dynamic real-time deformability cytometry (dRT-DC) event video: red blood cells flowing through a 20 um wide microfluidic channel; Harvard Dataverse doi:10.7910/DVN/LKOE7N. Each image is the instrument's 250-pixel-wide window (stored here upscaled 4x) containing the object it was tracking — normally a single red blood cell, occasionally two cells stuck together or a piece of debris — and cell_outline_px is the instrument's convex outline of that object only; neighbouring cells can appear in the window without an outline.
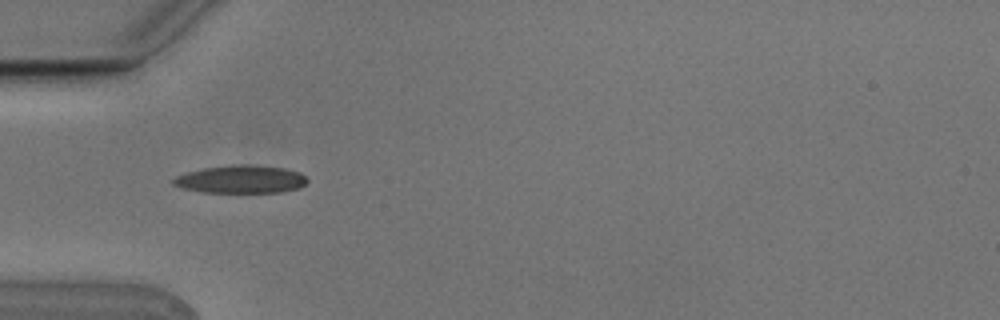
{"species": "Egyptian fruit bat (a non-hibernating species)", "species_latin": "Rousettus aegyptiacus", "temperature_condition": "cold", "stored_images_in_passage": 9, "camera_frame_rate_fps": 3000, "um_per_image_px": 0.085, "animal": {"sex": "male"}, "frame": {"image": 1, "passage_image": 6, "time_ms": 1.667, "image_size_px": [1000, 320], "cell_outline_px": [[308, 180], [300, 188], [280, 192], [204, 192], [184, 188], [172, 184], [172, 180], [176, 176], [188, 172], [204, 168], [240, 164], [252, 164], [284, 168], [300, 172]], "centroid_in_image_um": [20.5, 15.23], "position_along_channel_um": 64.5, "area_um2": 21.62}}
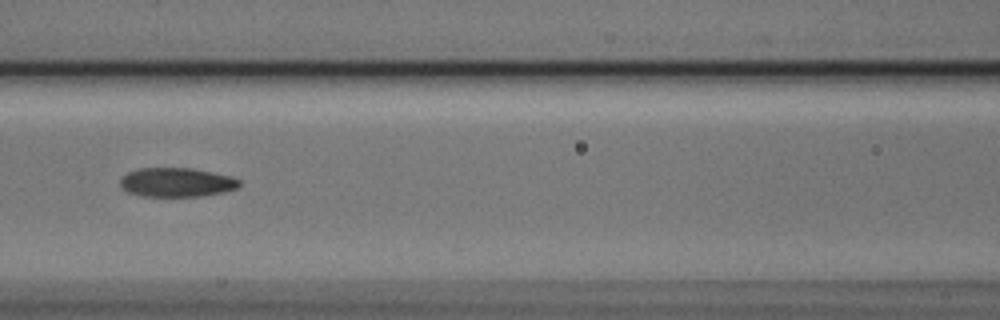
{"frame": {"image": 2, "passage_image": 8, "time_ms": 2.333, "image_size_px": [1000, 320], "cell_outline_px": [[240, 184], [236, 188], [224, 192], [200, 196], [140, 196], [128, 192], [120, 184], [120, 180], [128, 172], [140, 168], [192, 168], [232, 176], [240, 180]], "centroid_in_image_um": [15.03, 15.49], "position_along_channel_um": 151.6, "area_um2": 20.11}}
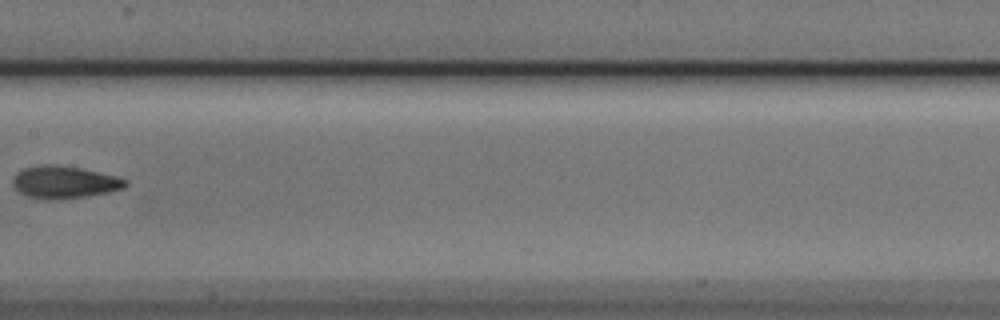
{"frame": {"image": 3, "passage_image": 9, "time_ms": 2.667, "image_size_px": [1000, 320], "cell_outline_px": [[128, 184], [124, 188], [108, 192], [88, 196], [48, 200], [28, 196], [20, 192], [12, 184], [12, 180], [16, 172], [24, 168], [40, 164], [56, 164], [80, 168], [116, 176], [128, 180]], "centroid_in_image_um": [5.46, 15.47], "position_along_channel_um": 201.9, "area_um2": 21.27}}